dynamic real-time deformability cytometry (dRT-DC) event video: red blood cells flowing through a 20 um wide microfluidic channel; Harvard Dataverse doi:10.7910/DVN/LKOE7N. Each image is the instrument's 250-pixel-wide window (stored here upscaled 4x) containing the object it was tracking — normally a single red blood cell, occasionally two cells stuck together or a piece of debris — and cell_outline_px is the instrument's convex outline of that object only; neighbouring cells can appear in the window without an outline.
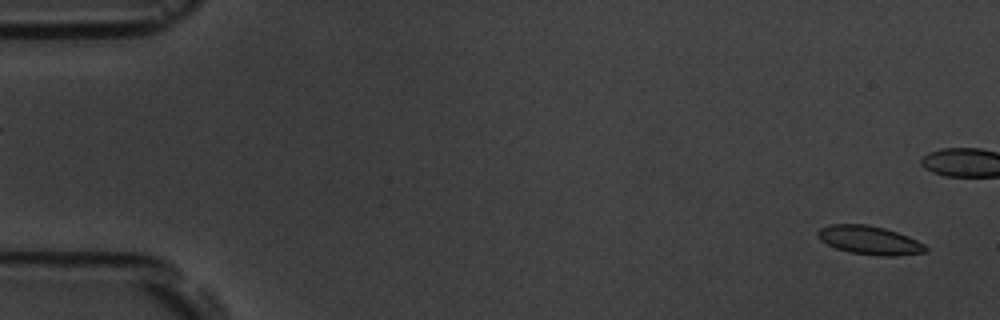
{"species": "common noctule bat (a hibernating species)", "species_latin": "Nyctalus noctula", "temperature_condition": "room temperature", "stored_images_in_passage": 12, "camera_frame_rate_fps": 3000, "um_per_image_px": 0.085, "animal": {"sex": "male", "body_mass_g": 19.5, "forearm_length_mm": 54.6}, "frame": {"image": 1, "passage_image": 2, "time_ms": 0.333, "image_size_px": [1000, 320], "cell_outline_px": [[928, 252], [892, 256], [880, 256], [848, 252], [836, 248], [820, 240], [816, 232], [820, 228], [828, 224], [868, 224], [884, 228], [908, 236], [924, 244], [928, 248]], "centroid_in_image_um": [73.9, 20.41], "position_along_channel_um": 11.1, "area_um2": 18.03}}